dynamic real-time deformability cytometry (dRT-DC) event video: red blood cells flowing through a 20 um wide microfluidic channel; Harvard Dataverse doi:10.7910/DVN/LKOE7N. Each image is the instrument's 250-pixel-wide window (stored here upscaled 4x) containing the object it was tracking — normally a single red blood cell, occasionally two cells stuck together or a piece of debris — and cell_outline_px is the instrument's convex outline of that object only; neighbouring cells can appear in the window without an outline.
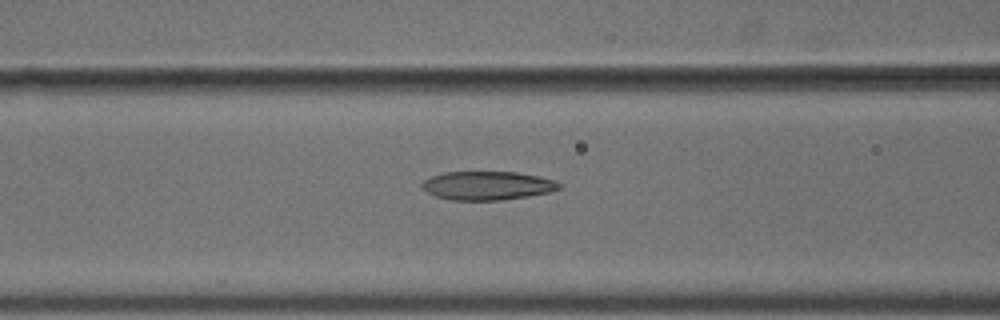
{"species": "common noctule bat (a hibernating species)", "species_latin": "Nyctalus noctula", "temperature_condition": "cold", "stored_images_in_passage": 12, "camera_frame_rate_fps": 3000, "um_per_image_px": 0.085, "animal": {"sex": "male", "body_mass_g": 18.8}, "frame": {"image": 1, "passage_image": 10, "time_ms": 3.0, "image_size_px": [1000, 320], "cell_outline_px": [[560, 188], [548, 192], [528, 196], [500, 200], [448, 200], [436, 196], [420, 188], [420, 184], [424, 180], [432, 176], [444, 172], [516, 172], [556, 180], [560, 184]], "centroid_in_image_um": [41.38, 15.78], "position_along_channel_um": 125.2, "area_um2": 22.83}}